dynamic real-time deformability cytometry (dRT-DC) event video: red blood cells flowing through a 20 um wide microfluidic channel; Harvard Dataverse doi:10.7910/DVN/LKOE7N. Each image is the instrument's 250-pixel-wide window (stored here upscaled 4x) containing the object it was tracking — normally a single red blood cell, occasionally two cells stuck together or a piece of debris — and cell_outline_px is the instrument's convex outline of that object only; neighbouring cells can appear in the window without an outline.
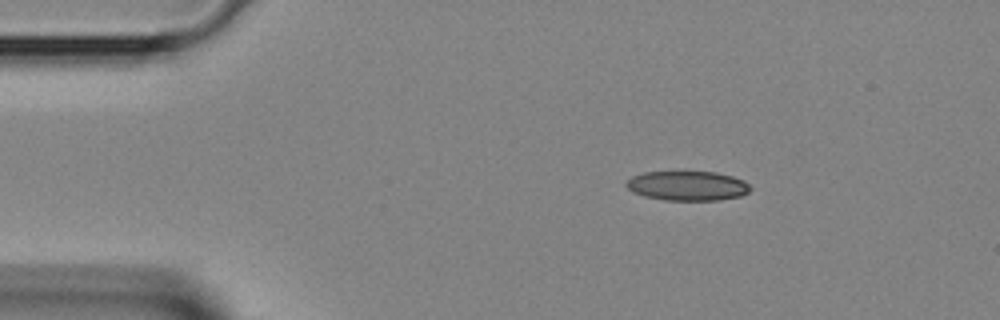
{"species": "Egyptian fruit bat (a non-hibernating species)", "species_latin": "Rousettus aegyptiacus", "temperature_condition": "room temperature", "stored_images_in_passage": 2, "camera_frame_rate_fps": 3000, "um_per_image_px": 0.085, "animal": {"sex": "female"}, "frame": {"image": 1, "passage_image": 1, "time_ms": 0.0, "image_size_px": [1000, 320], "cell_outline_px": [[752, 188], [748, 192], [740, 196], [720, 200], [664, 200], [644, 196], [632, 192], [624, 184], [632, 176], [644, 172], [716, 172], [732, 176], [744, 180]], "centroid_in_image_um": [58.43, 15.79], "position_along_channel_um": 26.6, "area_um2": 21.39}}